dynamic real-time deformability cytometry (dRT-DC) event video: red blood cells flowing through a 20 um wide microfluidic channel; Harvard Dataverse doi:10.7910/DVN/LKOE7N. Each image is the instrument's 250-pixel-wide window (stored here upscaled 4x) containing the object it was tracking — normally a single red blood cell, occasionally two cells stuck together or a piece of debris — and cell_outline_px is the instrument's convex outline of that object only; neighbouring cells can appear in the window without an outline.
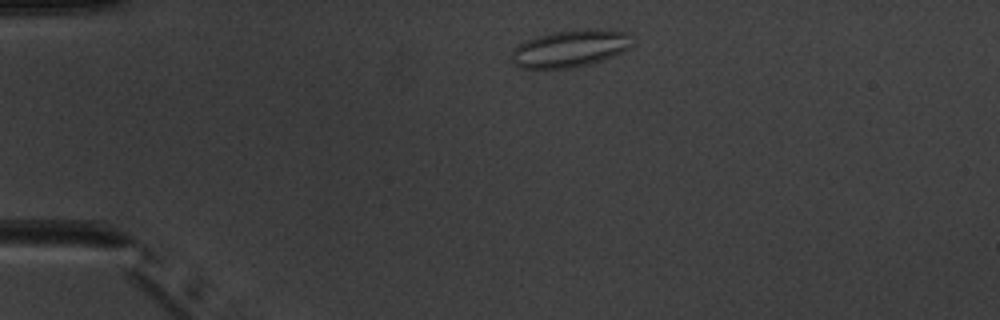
{"species": "common noctule bat (a hibernating species)", "species_latin": "Nyctalus noctula", "temperature_condition": "warm", "stored_images_in_passage": 2, "camera_frame_rate_fps": 3000, "um_per_image_px": 0.085, "animal": {"sex": "male", "body_mass_g": 20.1, "forearm_length_mm": 53.5}, "frame": {"image": 1, "passage_image": 1, "time_ms": 0.0, "image_size_px": [1000, 320], "cell_outline_px": [[636, 36], [628, 48], [612, 56], [588, 64], [572, 68], [520, 68], [512, 64], [512, 48], [516, 44], [524, 40], [552, 32], [584, 28], [596, 28], [628, 32]], "centroid_in_image_um": [48.45, 4.09], "position_along_channel_um": 36.5, "area_um2": 26.53}}